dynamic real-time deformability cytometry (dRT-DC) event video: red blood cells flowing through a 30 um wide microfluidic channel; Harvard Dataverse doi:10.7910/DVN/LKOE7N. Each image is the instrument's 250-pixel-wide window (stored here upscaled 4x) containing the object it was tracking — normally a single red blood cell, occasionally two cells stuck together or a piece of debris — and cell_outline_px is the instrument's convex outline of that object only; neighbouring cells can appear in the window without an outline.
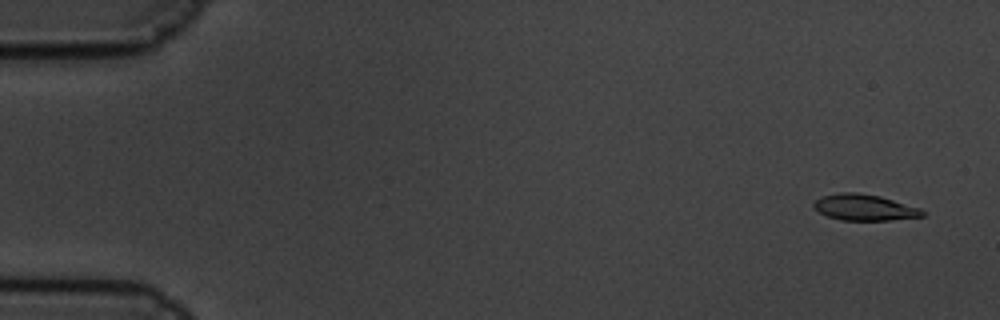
{"species": "common noctule bat (a hibernating species)", "species_latin": "Nyctalus noctula", "temperature_condition": "cold", "stored_images_in_passage": 60, "camera_frame_rate_fps": 3000, "um_per_image_px": 0.085, "animal": {"sex": "male", "body_mass_g": 19.5, "forearm_length_mm": 54.6}, "frame": {"image": 1, "passage_image": 3, "time_ms": 0.667, "image_size_px": [1000, 320], "cell_outline_px": [[928, 212], [924, 216], [888, 220], [840, 220], [828, 216], [812, 208], [812, 204], [816, 200], [824, 196], [840, 192], [856, 192], [880, 196], [920, 208]], "centroid_in_image_um": [73.49, 17.63], "position_along_channel_um": 11.5, "area_um2": 16.53}}
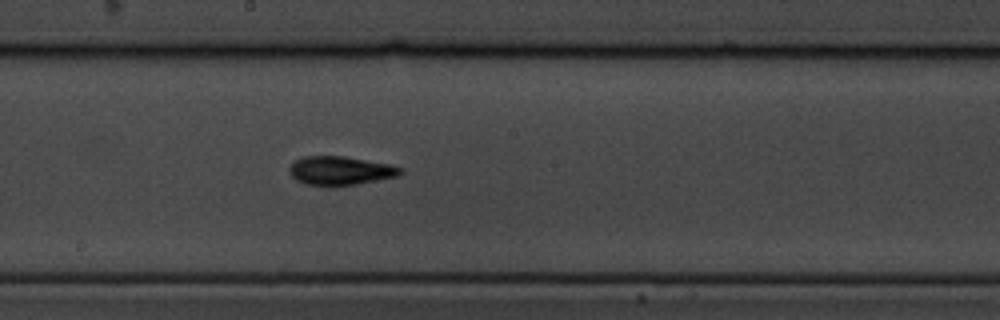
{"frame": {"image": 2, "passage_image": 33, "time_ms": 10.667, "image_size_px": [1000, 320], "cell_outline_px": [[404, 168], [396, 176], [356, 184], [304, 184], [296, 180], [288, 172], [288, 168], [296, 160], [304, 156], [344, 156], [392, 164]], "centroid_in_image_um": [28.92, 14.47], "position_along_channel_um": 219.3, "area_um2": 18.21}}
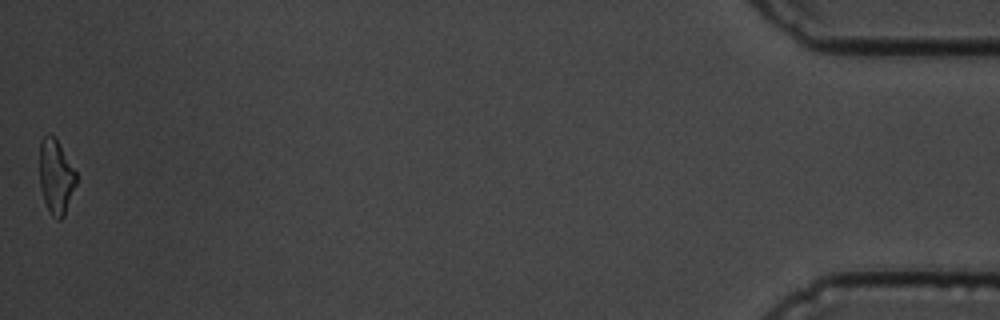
{"frame": {"image": 3, "passage_image": 60, "time_ms": 19.667, "image_size_px": [1000, 320], "cell_outline_px": [[76, 184], [64, 216], [60, 220], [56, 220], [52, 216], [44, 200], [40, 188], [40, 140], [48, 132], [56, 140], [76, 172]], "centroid_in_image_um": [4.74, 15.04], "position_along_channel_um": 430.5, "area_um2": 15.66}, "authors_computed_cell_mechanics": {"area_um2": 17.4267, "velocity_mm_per_s": 3.365, "shape_relaxation_time_tau1_ms": 4.3282, "shape_relaxation_time_tau2_ms": 3.9898, "deformation_change_tau1": 0.1901, "deformation_change_tau2": 0.1276}}